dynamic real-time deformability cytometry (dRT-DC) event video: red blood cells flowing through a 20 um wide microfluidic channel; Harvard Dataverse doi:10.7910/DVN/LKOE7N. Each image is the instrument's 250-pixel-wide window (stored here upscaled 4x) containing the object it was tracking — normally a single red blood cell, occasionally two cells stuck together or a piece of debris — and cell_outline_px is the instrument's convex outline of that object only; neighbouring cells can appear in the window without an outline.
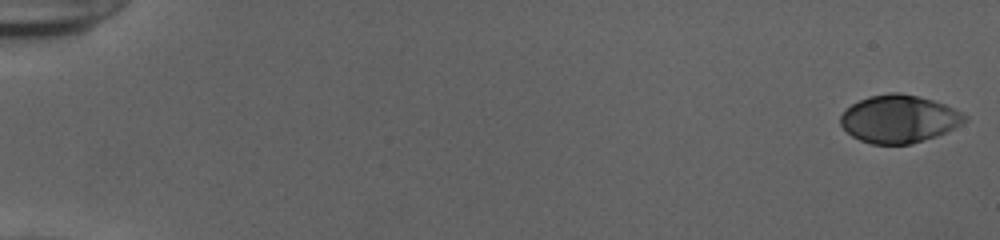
{"species": "human", "species_latin": "Homo sapiens", "temperature_condition": "cold", "stored_images_in_passage": 54, "camera_frame_rate_fps": 3000, "um_per_image_px": 0.085, "donor": {"sex": "female"}, "frame": {"image": 1, "passage_image": 1, "time_ms": 0.0, "image_size_px": [1000, 240], "cell_outline_px": [[968, 120], [936, 136], [912, 144], [872, 144], [860, 140], [852, 136], [840, 124], [840, 116], [852, 104], [868, 96], [892, 92], [900, 92], [920, 96], [944, 104], [968, 116]], "centroid_in_image_um": [76.4, 10.1], "position_along_channel_um": 8.6, "area_um2": 34.33}}
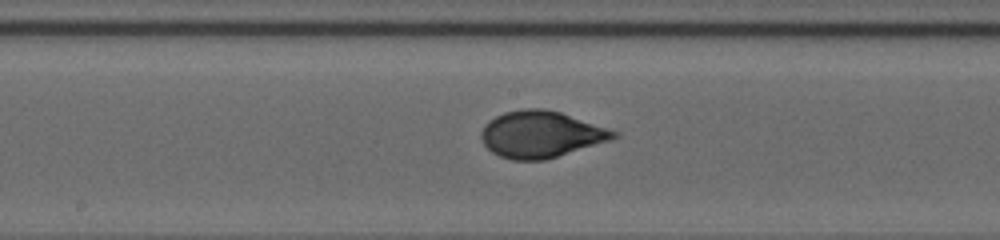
{"frame": {"image": 2, "passage_image": 30, "time_ms": 9.667, "image_size_px": [1000, 240], "cell_outline_px": [[620, 136], [612, 140], [544, 160], [512, 160], [500, 156], [492, 152], [484, 144], [480, 136], [480, 132], [484, 124], [488, 120], [504, 112], [524, 108], [544, 108], [560, 112], [620, 132]], "centroid_in_image_um": [45.98, 11.41], "position_along_channel_um": 202.2, "area_um2": 36.13}}
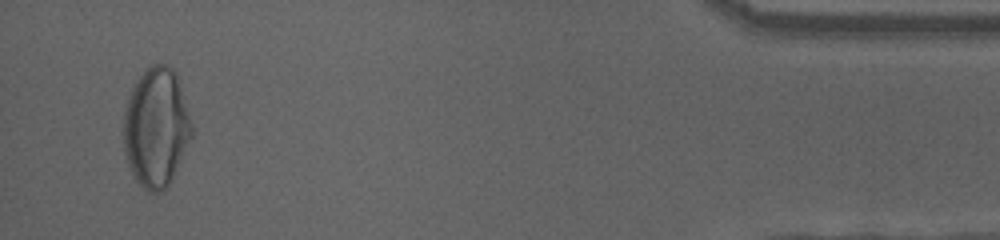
{"frame": {"image": 3, "passage_image": 52, "time_ms": 17.0, "image_size_px": [1000, 240], "cell_outline_px": [[192, 136], [172, 180], [160, 192], [148, 192], [136, 180], [128, 164], [124, 152], [124, 108], [132, 84], [152, 64], [164, 64], [172, 68], [176, 72], [192, 124]], "centroid_in_image_um": [13.26, 10.83], "position_along_channel_um": 421.9, "area_um2": 47.28}, "authors_computed_cell_mechanics": {"area_um2": 35.1713, "velocity_mm_per_s": 3.8915, "shape_relaxation_time_tau1_ms": 5.585, "shape_relaxation_time_tau2_ms": null, "deformation_change_tau1": 0.2193, "deformation_change_tau2": null}}